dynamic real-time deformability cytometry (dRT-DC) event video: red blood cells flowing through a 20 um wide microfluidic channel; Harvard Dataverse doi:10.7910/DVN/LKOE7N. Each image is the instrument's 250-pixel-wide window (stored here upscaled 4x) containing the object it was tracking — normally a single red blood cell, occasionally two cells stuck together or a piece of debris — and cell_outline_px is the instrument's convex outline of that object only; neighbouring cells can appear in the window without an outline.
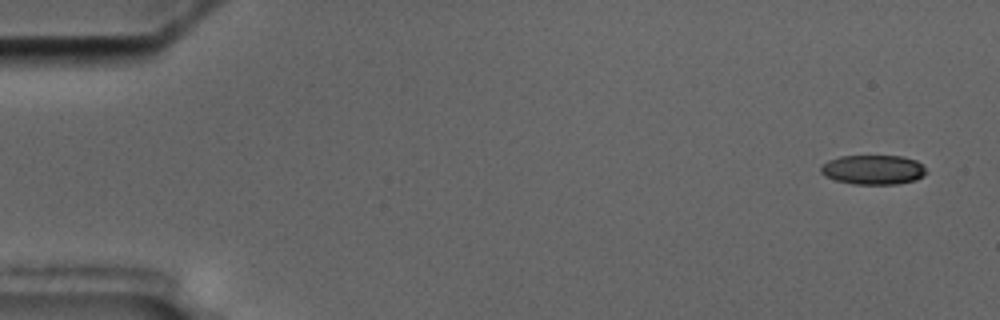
{"species": "common noctule bat (a hibernating species)", "species_latin": "Nyctalus noctula", "temperature_condition": "cold", "stored_images_in_passage": 6, "camera_frame_rate_fps": 3000, "um_per_image_px": 0.085, "animal": {"sex": "male", "body_mass_g": 17.5, "forearm_length_mm": 52.3}, "frame": {"image": 1, "passage_image": 1, "time_ms": 0.0, "image_size_px": [1000, 320], "cell_outline_px": [[924, 176], [916, 180], [896, 184], [852, 184], [836, 180], [824, 176], [820, 172], [820, 164], [828, 160], [840, 156], [904, 156], [916, 160], [924, 168]], "centroid_in_image_um": [74.17, 14.42], "position_along_channel_um": 10.8, "area_um2": 18.21}}
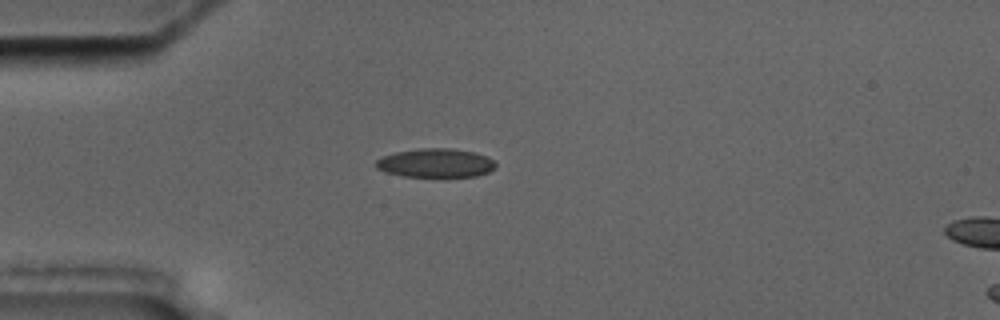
{"frame": {"image": 2, "passage_image": 5, "time_ms": 4.333, "image_size_px": [1000, 320], "cell_outline_px": [[496, 168], [488, 172], [476, 176], [444, 180], [440, 180], [404, 176], [384, 172], [376, 168], [376, 160], [384, 156], [396, 152], [420, 148], [452, 148], [476, 152], [488, 156], [496, 164]], "centroid_in_image_um": [37.07, 13.91], "position_along_channel_um": 47.9, "area_um2": 21.21}}